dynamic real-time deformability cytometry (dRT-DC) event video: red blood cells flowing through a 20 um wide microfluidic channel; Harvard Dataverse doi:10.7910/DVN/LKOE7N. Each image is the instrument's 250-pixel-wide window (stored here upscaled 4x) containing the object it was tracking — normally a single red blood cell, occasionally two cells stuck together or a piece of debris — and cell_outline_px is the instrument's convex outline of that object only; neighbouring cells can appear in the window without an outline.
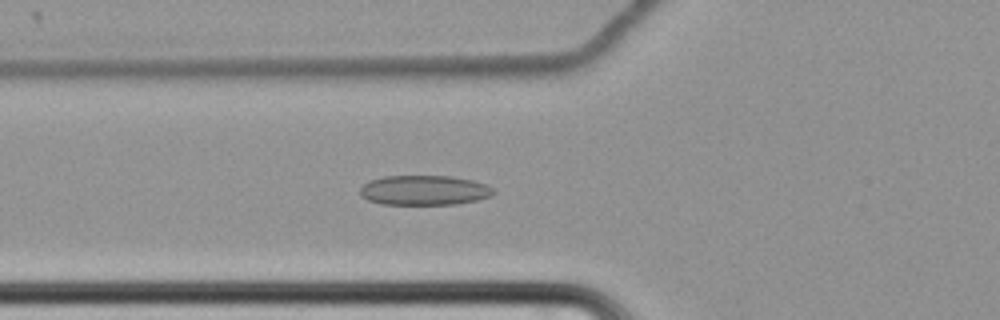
{"species": "common noctule bat (a hibernating species)", "species_latin": "Nyctalus noctula", "temperature_condition": "cold", "stored_images_in_passage": 56, "camera_frame_rate_fps": 3000, "um_per_image_px": 0.085, "animal": {"sex": "female", "body_mass_g": 22.7, "forearm_length_mm": 54.2}, "frame": {"image": 1, "passage_image": 20, "time_ms": 6.333, "image_size_px": [1000, 320], "cell_outline_px": [[496, 192], [492, 196], [476, 200], [456, 204], [380, 204], [368, 200], [360, 196], [360, 188], [368, 180], [384, 176], [452, 176], [472, 180], [484, 184], [492, 188]], "centroid_in_image_um": [36.03, 16.17], "position_along_channel_um": 89.8, "area_um2": 23.24}}
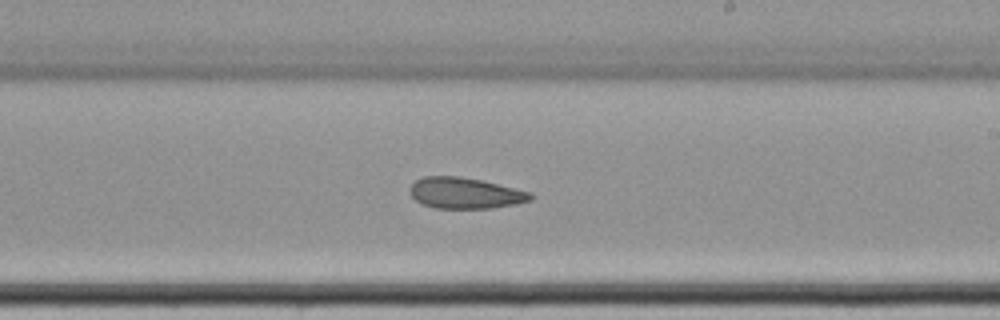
{"frame": {"image": 2, "passage_image": 34, "time_ms": 11.0, "image_size_px": [1000, 320], "cell_outline_px": [[536, 196], [532, 200], [516, 204], [492, 208], [436, 208], [420, 204], [408, 192], [408, 188], [416, 180], [424, 176], [460, 176], [480, 180], [532, 192]], "centroid_in_image_um": [39.54, 16.41], "position_along_channel_um": 249.5, "area_um2": 22.02}}
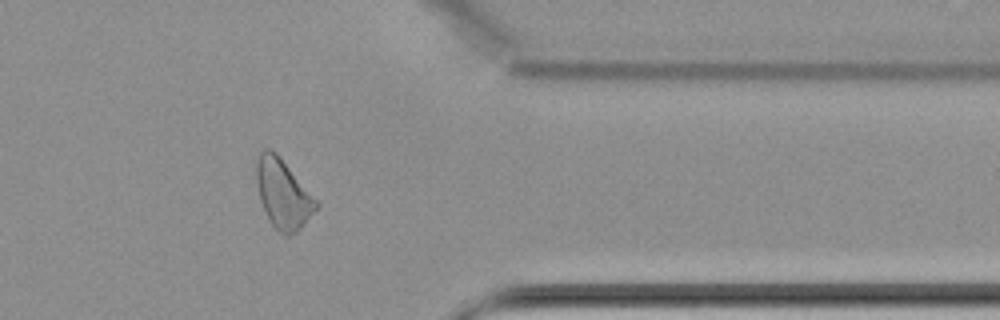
{"frame": {"image": 3, "passage_image": 47, "time_ms": 15.333, "image_size_px": [1000, 320], "cell_outline_px": [[320, 204], [304, 224], [296, 232], [288, 236], [284, 236], [268, 220], [260, 200], [256, 180], [256, 160], [260, 152], [264, 148], [268, 148], [276, 152], [280, 156]], "centroid_in_image_um": [24.04, 16.46], "position_along_channel_um": 387.4, "area_um2": 23.99}}